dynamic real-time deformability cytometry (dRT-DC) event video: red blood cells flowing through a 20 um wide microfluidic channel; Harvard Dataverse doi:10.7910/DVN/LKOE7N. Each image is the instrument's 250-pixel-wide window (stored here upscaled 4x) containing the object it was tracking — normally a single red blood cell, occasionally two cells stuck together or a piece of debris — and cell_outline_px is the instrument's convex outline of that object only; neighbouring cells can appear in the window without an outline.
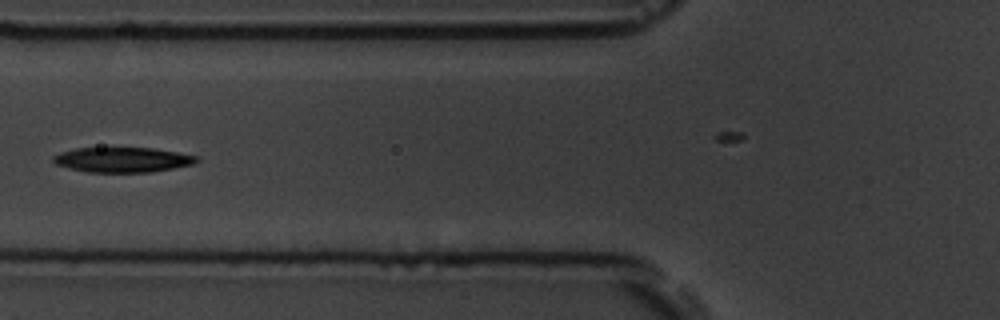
{"species": "common noctule bat (a hibernating species)", "species_latin": "Nyctalus noctula", "temperature_condition": "room temperature", "stored_images_in_passage": 12, "camera_frame_rate_fps": 3000, "um_per_image_px": 0.085, "animal": {"sex": "male", "body_mass_g": 19.5, "forearm_length_mm": 54.6}, "frame": {"image": 1, "passage_image": 3, "time_ms": 2.333, "image_size_px": [1000, 320], "cell_outline_px": [[200, 160], [192, 164], [152, 172], [88, 172], [68, 168], [56, 164], [52, 160], [52, 156], [60, 152], [76, 148], [152, 148], [200, 156]], "centroid_in_image_um": [10.41, 13.58], "position_along_channel_um": 115.4, "area_um2": 20.87}}
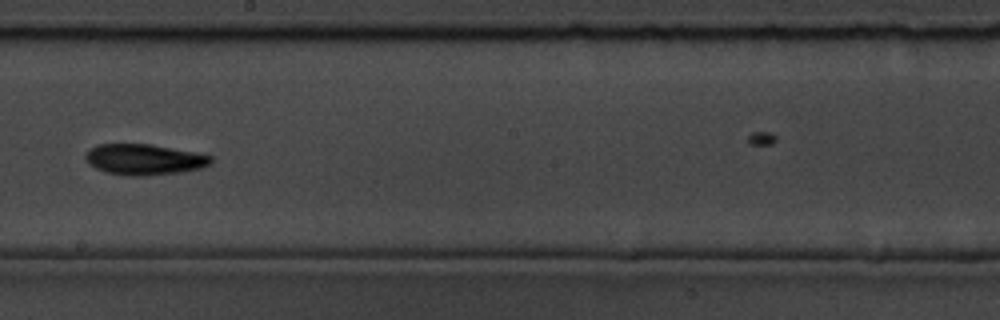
{"frame": {"image": 2, "passage_image": 6, "time_ms": 5.667, "image_size_px": [1000, 320], "cell_outline_px": [[212, 160], [208, 164], [200, 168], [180, 172], [144, 176], [128, 176], [104, 172], [88, 164], [84, 156], [88, 148], [96, 144], [152, 144], [196, 152], [212, 156]], "centroid_in_image_um": [12.2, 13.55], "position_along_channel_um": 236.0, "area_um2": 22.72}}
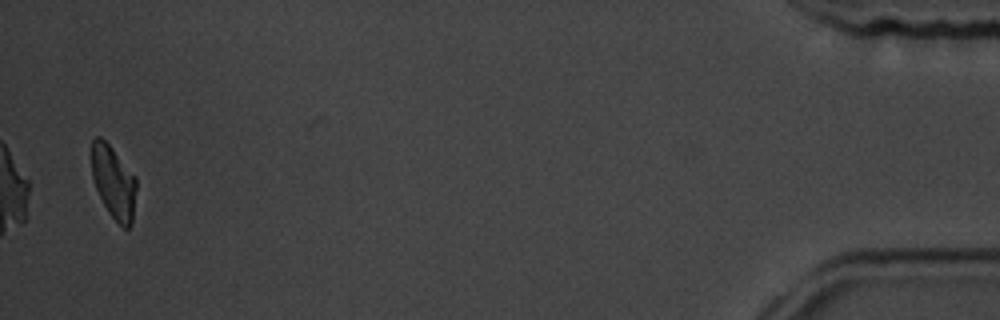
{"frame": {"image": 3, "passage_image": 12, "time_ms": 13.333, "image_size_px": [1000, 320], "cell_outline_px": [[136, 188], [132, 224], [128, 228], [124, 228], [108, 212], [96, 188], [92, 176], [92, 140], [96, 136], [100, 136], [112, 148], [136, 176]], "centroid_in_image_um": [9.66, 15.47], "position_along_channel_um": 425.5, "area_um2": 18.79}, "authors_computed_cell_mechanics": {"area_um2": 20.8658, "velocity_mm_per_s": 3.6215, "shape_relaxation_time_tau1_ms": 2.0666, "shape_relaxation_time_tau2_ms": 10.2088, "deformation_change_tau1": 0.102, "deformation_change_tau2": 0.2138}}